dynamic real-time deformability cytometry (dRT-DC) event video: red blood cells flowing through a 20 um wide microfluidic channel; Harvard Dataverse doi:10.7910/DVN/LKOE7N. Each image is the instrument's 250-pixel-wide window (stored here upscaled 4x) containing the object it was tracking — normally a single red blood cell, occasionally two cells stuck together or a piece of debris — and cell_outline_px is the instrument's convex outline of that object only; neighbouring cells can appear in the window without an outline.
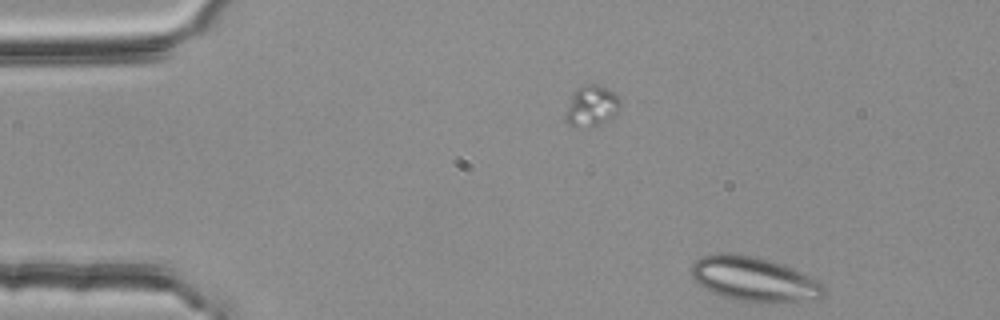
{"species": "common noctule bat (a hibernating species)", "species_latin": "Nyctalus noctula", "temperature_condition": "room temperature", "stored_images_in_passage": 4, "camera_frame_rate_fps": 3000, "um_per_image_px": 0.085, "animal": {"sex": "female", "body_mass_g": 25.1}, "frame": {"image": 1, "passage_image": 4, "time_ms": 1.0, "image_size_px": [1000, 320], "cell_outline_px": [[828, 288], [824, 296], [820, 300], [772, 304], [760, 304], [736, 300], [720, 296], [704, 288], [692, 276], [692, 264], [696, 260], [704, 256], [720, 252], [736, 252], [760, 256], [784, 264], [824, 284]], "centroid_in_image_um": [64.18, 23.75], "position_along_channel_um": 20.8, "area_um2": 35.6}}